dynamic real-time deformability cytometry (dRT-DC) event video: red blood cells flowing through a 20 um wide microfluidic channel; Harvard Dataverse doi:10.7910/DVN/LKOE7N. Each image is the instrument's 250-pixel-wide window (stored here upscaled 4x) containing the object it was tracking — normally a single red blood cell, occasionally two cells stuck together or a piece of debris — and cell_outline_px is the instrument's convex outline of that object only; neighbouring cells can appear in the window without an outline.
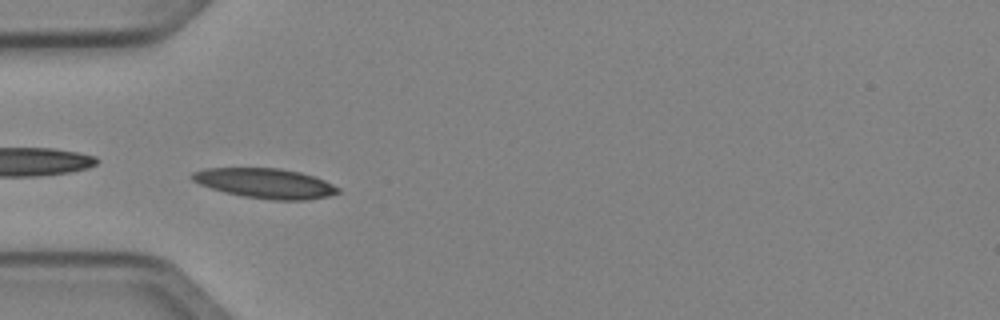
{"species": "Egyptian fruit bat (a non-hibernating species)", "species_latin": "Rousettus aegyptiacus", "temperature_condition": "cold", "stored_images_in_passage": 36, "camera_frame_rate_fps": 3000, "um_per_image_px": 0.085, "animal": {"sex": "female"}, "frame": {"image": 1, "passage_image": 1, "time_ms": 0.0, "image_size_px": [1000, 320], "cell_outline_px": [[340, 192], [328, 196], [308, 200], [272, 200], [244, 196], [224, 192], [200, 184], [192, 180], [188, 176], [192, 172], [204, 168], [280, 168], [300, 172], [324, 180], [340, 188]], "centroid_in_image_um": [22.53, 15.58], "position_along_channel_um": 62.5, "area_um2": 25.43}}
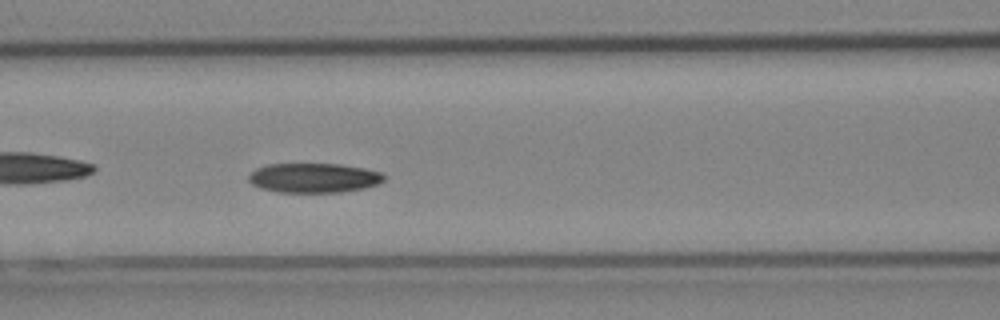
{"frame": {"image": 2, "passage_image": 7, "time_ms": 2.0, "image_size_px": [1000, 320], "cell_outline_px": [[384, 180], [380, 184], [364, 188], [340, 192], [280, 192], [260, 188], [252, 184], [248, 180], [248, 176], [256, 168], [264, 164], [336, 164], [364, 168], [380, 172], [384, 176]], "centroid_in_image_um": [26.66, 15.12], "position_along_channel_um": 139.9, "area_um2": 23.29}}
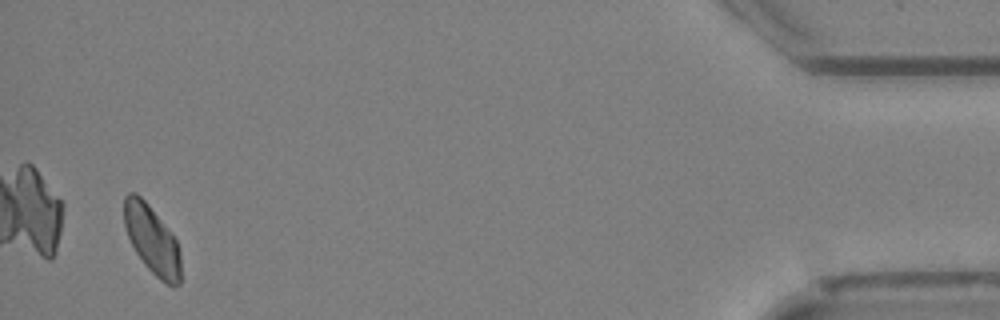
{"frame": {"image": 3, "passage_image": 34, "time_ms": 11.0, "image_size_px": [1000, 320], "cell_outline_px": [[180, 284], [172, 288], [160, 280], [144, 264], [136, 252], [128, 236], [124, 224], [124, 196], [128, 192], [136, 192], [148, 204], [176, 240], [180, 252]], "centroid_in_image_um": [12.92, 20.4], "position_along_channel_um": 422.3, "area_um2": 22.37}, "authors_computed_cell_mechanics": {"area_um2": 23.3801, "velocity_mm_per_s": 3.9924, "shape_relaxation_time_tau1_ms": 4.0539, "shape_relaxation_time_tau2_ms": null, "deformation_change_tau1": 0.1003, "deformation_change_tau2": null}}